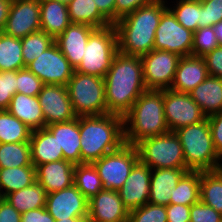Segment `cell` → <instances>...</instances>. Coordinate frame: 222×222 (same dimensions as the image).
Returning a JSON list of instances; mask_svg holds the SVG:
<instances>
[{
	"instance_id": "cell-1",
	"label": "cell",
	"mask_w": 222,
	"mask_h": 222,
	"mask_svg": "<svg viewBox=\"0 0 222 222\" xmlns=\"http://www.w3.org/2000/svg\"><path fill=\"white\" fill-rule=\"evenodd\" d=\"M107 113L124 116L147 90L140 56L118 52L104 76Z\"/></svg>"
},
{
	"instance_id": "cell-2",
	"label": "cell",
	"mask_w": 222,
	"mask_h": 222,
	"mask_svg": "<svg viewBox=\"0 0 222 222\" xmlns=\"http://www.w3.org/2000/svg\"><path fill=\"white\" fill-rule=\"evenodd\" d=\"M167 9V0H156L119 19L114 24L118 52L141 57L152 51L161 15Z\"/></svg>"
},
{
	"instance_id": "cell-3",
	"label": "cell",
	"mask_w": 222,
	"mask_h": 222,
	"mask_svg": "<svg viewBox=\"0 0 222 222\" xmlns=\"http://www.w3.org/2000/svg\"><path fill=\"white\" fill-rule=\"evenodd\" d=\"M79 131L81 164L93 163L125 144L124 119L117 114L80 116Z\"/></svg>"
},
{
	"instance_id": "cell-4",
	"label": "cell",
	"mask_w": 222,
	"mask_h": 222,
	"mask_svg": "<svg viewBox=\"0 0 222 222\" xmlns=\"http://www.w3.org/2000/svg\"><path fill=\"white\" fill-rule=\"evenodd\" d=\"M125 144L169 132L164 114V90L147 89L123 116Z\"/></svg>"
},
{
	"instance_id": "cell-5",
	"label": "cell",
	"mask_w": 222,
	"mask_h": 222,
	"mask_svg": "<svg viewBox=\"0 0 222 222\" xmlns=\"http://www.w3.org/2000/svg\"><path fill=\"white\" fill-rule=\"evenodd\" d=\"M182 145L186 167L190 171L218 170L222 159L212 139L208 119L174 131Z\"/></svg>"
},
{
	"instance_id": "cell-6",
	"label": "cell",
	"mask_w": 222,
	"mask_h": 222,
	"mask_svg": "<svg viewBox=\"0 0 222 222\" xmlns=\"http://www.w3.org/2000/svg\"><path fill=\"white\" fill-rule=\"evenodd\" d=\"M117 53L118 41L114 24L96 28L88 38L82 60L75 71L104 78Z\"/></svg>"
},
{
	"instance_id": "cell-7",
	"label": "cell",
	"mask_w": 222,
	"mask_h": 222,
	"mask_svg": "<svg viewBox=\"0 0 222 222\" xmlns=\"http://www.w3.org/2000/svg\"><path fill=\"white\" fill-rule=\"evenodd\" d=\"M66 86L77 117L107 114L104 78L75 71Z\"/></svg>"
},
{
	"instance_id": "cell-8",
	"label": "cell",
	"mask_w": 222,
	"mask_h": 222,
	"mask_svg": "<svg viewBox=\"0 0 222 222\" xmlns=\"http://www.w3.org/2000/svg\"><path fill=\"white\" fill-rule=\"evenodd\" d=\"M139 161L151 169H188L182 145L175 132L149 137L136 145Z\"/></svg>"
},
{
	"instance_id": "cell-9",
	"label": "cell",
	"mask_w": 222,
	"mask_h": 222,
	"mask_svg": "<svg viewBox=\"0 0 222 222\" xmlns=\"http://www.w3.org/2000/svg\"><path fill=\"white\" fill-rule=\"evenodd\" d=\"M138 161L136 146L124 144L118 150L105 154L92 164L98 171L104 189L118 191Z\"/></svg>"
},
{
	"instance_id": "cell-10",
	"label": "cell",
	"mask_w": 222,
	"mask_h": 222,
	"mask_svg": "<svg viewBox=\"0 0 222 222\" xmlns=\"http://www.w3.org/2000/svg\"><path fill=\"white\" fill-rule=\"evenodd\" d=\"M181 56L153 49L141 56L143 79L147 89H170Z\"/></svg>"
},
{
	"instance_id": "cell-11",
	"label": "cell",
	"mask_w": 222,
	"mask_h": 222,
	"mask_svg": "<svg viewBox=\"0 0 222 222\" xmlns=\"http://www.w3.org/2000/svg\"><path fill=\"white\" fill-rule=\"evenodd\" d=\"M193 32L186 29L167 9L155 32L154 49L165 50L181 57L192 55Z\"/></svg>"
},
{
	"instance_id": "cell-12",
	"label": "cell",
	"mask_w": 222,
	"mask_h": 222,
	"mask_svg": "<svg viewBox=\"0 0 222 222\" xmlns=\"http://www.w3.org/2000/svg\"><path fill=\"white\" fill-rule=\"evenodd\" d=\"M27 68L44 85L55 84L66 86L75 72V68L60 51L56 42L42 52Z\"/></svg>"
},
{
	"instance_id": "cell-13",
	"label": "cell",
	"mask_w": 222,
	"mask_h": 222,
	"mask_svg": "<svg viewBox=\"0 0 222 222\" xmlns=\"http://www.w3.org/2000/svg\"><path fill=\"white\" fill-rule=\"evenodd\" d=\"M164 114L171 132L199 123L207 118L189 93L177 92L172 89H164Z\"/></svg>"
},
{
	"instance_id": "cell-14",
	"label": "cell",
	"mask_w": 222,
	"mask_h": 222,
	"mask_svg": "<svg viewBox=\"0 0 222 222\" xmlns=\"http://www.w3.org/2000/svg\"><path fill=\"white\" fill-rule=\"evenodd\" d=\"M40 30L39 0H12L9 16L2 32L21 39Z\"/></svg>"
},
{
	"instance_id": "cell-15",
	"label": "cell",
	"mask_w": 222,
	"mask_h": 222,
	"mask_svg": "<svg viewBox=\"0 0 222 222\" xmlns=\"http://www.w3.org/2000/svg\"><path fill=\"white\" fill-rule=\"evenodd\" d=\"M88 199L72 186L51 192L46 197V210L57 220L88 218Z\"/></svg>"
},
{
	"instance_id": "cell-16",
	"label": "cell",
	"mask_w": 222,
	"mask_h": 222,
	"mask_svg": "<svg viewBox=\"0 0 222 222\" xmlns=\"http://www.w3.org/2000/svg\"><path fill=\"white\" fill-rule=\"evenodd\" d=\"M37 97L42 107L45 126L53 123L68 122L77 118L73 111L67 86L43 85Z\"/></svg>"
},
{
	"instance_id": "cell-17",
	"label": "cell",
	"mask_w": 222,
	"mask_h": 222,
	"mask_svg": "<svg viewBox=\"0 0 222 222\" xmlns=\"http://www.w3.org/2000/svg\"><path fill=\"white\" fill-rule=\"evenodd\" d=\"M152 169L138 161L118 190L124 206L131 211L148 203Z\"/></svg>"
},
{
	"instance_id": "cell-18",
	"label": "cell",
	"mask_w": 222,
	"mask_h": 222,
	"mask_svg": "<svg viewBox=\"0 0 222 222\" xmlns=\"http://www.w3.org/2000/svg\"><path fill=\"white\" fill-rule=\"evenodd\" d=\"M128 217L118 191L102 189L88 201V219L93 222H128Z\"/></svg>"
},
{
	"instance_id": "cell-19",
	"label": "cell",
	"mask_w": 222,
	"mask_h": 222,
	"mask_svg": "<svg viewBox=\"0 0 222 222\" xmlns=\"http://www.w3.org/2000/svg\"><path fill=\"white\" fill-rule=\"evenodd\" d=\"M95 29L89 25L71 23L55 39L60 51L74 68L80 64L88 38Z\"/></svg>"
},
{
	"instance_id": "cell-20",
	"label": "cell",
	"mask_w": 222,
	"mask_h": 222,
	"mask_svg": "<svg viewBox=\"0 0 222 222\" xmlns=\"http://www.w3.org/2000/svg\"><path fill=\"white\" fill-rule=\"evenodd\" d=\"M208 76V69L203 57L195 55L181 57L170 89L189 93Z\"/></svg>"
},
{
	"instance_id": "cell-21",
	"label": "cell",
	"mask_w": 222,
	"mask_h": 222,
	"mask_svg": "<svg viewBox=\"0 0 222 222\" xmlns=\"http://www.w3.org/2000/svg\"><path fill=\"white\" fill-rule=\"evenodd\" d=\"M74 169L75 165L65 160L40 164L36 167V181L47 194L62 190L74 184Z\"/></svg>"
},
{
	"instance_id": "cell-22",
	"label": "cell",
	"mask_w": 222,
	"mask_h": 222,
	"mask_svg": "<svg viewBox=\"0 0 222 222\" xmlns=\"http://www.w3.org/2000/svg\"><path fill=\"white\" fill-rule=\"evenodd\" d=\"M45 127L57 139L59 147L62 148L64 160L74 165L81 164L79 117L68 122L53 123Z\"/></svg>"
},
{
	"instance_id": "cell-23",
	"label": "cell",
	"mask_w": 222,
	"mask_h": 222,
	"mask_svg": "<svg viewBox=\"0 0 222 222\" xmlns=\"http://www.w3.org/2000/svg\"><path fill=\"white\" fill-rule=\"evenodd\" d=\"M189 169H152L150 180V194L148 202L155 205L170 204L171 188L176 187L181 177Z\"/></svg>"
},
{
	"instance_id": "cell-24",
	"label": "cell",
	"mask_w": 222,
	"mask_h": 222,
	"mask_svg": "<svg viewBox=\"0 0 222 222\" xmlns=\"http://www.w3.org/2000/svg\"><path fill=\"white\" fill-rule=\"evenodd\" d=\"M31 160L37 167L40 164L64 160L62 148L57 139L46 128L33 130L30 137Z\"/></svg>"
},
{
	"instance_id": "cell-25",
	"label": "cell",
	"mask_w": 222,
	"mask_h": 222,
	"mask_svg": "<svg viewBox=\"0 0 222 222\" xmlns=\"http://www.w3.org/2000/svg\"><path fill=\"white\" fill-rule=\"evenodd\" d=\"M7 110L32 131L45 127L42 107L37 96H27L25 94L16 93L12 97Z\"/></svg>"
},
{
	"instance_id": "cell-26",
	"label": "cell",
	"mask_w": 222,
	"mask_h": 222,
	"mask_svg": "<svg viewBox=\"0 0 222 222\" xmlns=\"http://www.w3.org/2000/svg\"><path fill=\"white\" fill-rule=\"evenodd\" d=\"M189 95L207 117L222 111V79L219 77L208 76Z\"/></svg>"
},
{
	"instance_id": "cell-27",
	"label": "cell",
	"mask_w": 222,
	"mask_h": 222,
	"mask_svg": "<svg viewBox=\"0 0 222 222\" xmlns=\"http://www.w3.org/2000/svg\"><path fill=\"white\" fill-rule=\"evenodd\" d=\"M41 30L56 39L71 24L67 5L54 0H39Z\"/></svg>"
},
{
	"instance_id": "cell-28",
	"label": "cell",
	"mask_w": 222,
	"mask_h": 222,
	"mask_svg": "<svg viewBox=\"0 0 222 222\" xmlns=\"http://www.w3.org/2000/svg\"><path fill=\"white\" fill-rule=\"evenodd\" d=\"M36 181L35 166L0 168V195L7 194L31 186Z\"/></svg>"
},
{
	"instance_id": "cell-29",
	"label": "cell",
	"mask_w": 222,
	"mask_h": 222,
	"mask_svg": "<svg viewBox=\"0 0 222 222\" xmlns=\"http://www.w3.org/2000/svg\"><path fill=\"white\" fill-rule=\"evenodd\" d=\"M47 192L45 188L35 181L31 186L7 194V200L21 214L46 206Z\"/></svg>"
},
{
	"instance_id": "cell-30",
	"label": "cell",
	"mask_w": 222,
	"mask_h": 222,
	"mask_svg": "<svg viewBox=\"0 0 222 222\" xmlns=\"http://www.w3.org/2000/svg\"><path fill=\"white\" fill-rule=\"evenodd\" d=\"M67 7L71 23L85 24L95 28L112 25L99 12L93 0H73Z\"/></svg>"
},
{
	"instance_id": "cell-31",
	"label": "cell",
	"mask_w": 222,
	"mask_h": 222,
	"mask_svg": "<svg viewBox=\"0 0 222 222\" xmlns=\"http://www.w3.org/2000/svg\"><path fill=\"white\" fill-rule=\"evenodd\" d=\"M201 171H187L179 180L176 187H172L171 204L191 206L200 201Z\"/></svg>"
},
{
	"instance_id": "cell-32",
	"label": "cell",
	"mask_w": 222,
	"mask_h": 222,
	"mask_svg": "<svg viewBox=\"0 0 222 222\" xmlns=\"http://www.w3.org/2000/svg\"><path fill=\"white\" fill-rule=\"evenodd\" d=\"M167 8L186 29L195 32L202 27V5L198 0L167 1Z\"/></svg>"
},
{
	"instance_id": "cell-33",
	"label": "cell",
	"mask_w": 222,
	"mask_h": 222,
	"mask_svg": "<svg viewBox=\"0 0 222 222\" xmlns=\"http://www.w3.org/2000/svg\"><path fill=\"white\" fill-rule=\"evenodd\" d=\"M200 201L222 214V172L201 171Z\"/></svg>"
},
{
	"instance_id": "cell-34",
	"label": "cell",
	"mask_w": 222,
	"mask_h": 222,
	"mask_svg": "<svg viewBox=\"0 0 222 222\" xmlns=\"http://www.w3.org/2000/svg\"><path fill=\"white\" fill-rule=\"evenodd\" d=\"M25 68L20 38L8 36L0 31V72L18 71Z\"/></svg>"
},
{
	"instance_id": "cell-35",
	"label": "cell",
	"mask_w": 222,
	"mask_h": 222,
	"mask_svg": "<svg viewBox=\"0 0 222 222\" xmlns=\"http://www.w3.org/2000/svg\"><path fill=\"white\" fill-rule=\"evenodd\" d=\"M32 130L8 110H0V143L29 142Z\"/></svg>"
},
{
	"instance_id": "cell-36",
	"label": "cell",
	"mask_w": 222,
	"mask_h": 222,
	"mask_svg": "<svg viewBox=\"0 0 222 222\" xmlns=\"http://www.w3.org/2000/svg\"><path fill=\"white\" fill-rule=\"evenodd\" d=\"M74 185L88 200L104 189L98 171L92 163L75 165Z\"/></svg>"
},
{
	"instance_id": "cell-37",
	"label": "cell",
	"mask_w": 222,
	"mask_h": 222,
	"mask_svg": "<svg viewBox=\"0 0 222 222\" xmlns=\"http://www.w3.org/2000/svg\"><path fill=\"white\" fill-rule=\"evenodd\" d=\"M34 166L29 142L0 143V168Z\"/></svg>"
},
{
	"instance_id": "cell-38",
	"label": "cell",
	"mask_w": 222,
	"mask_h": 222,
	"mask_svg": "<svg viewBox=\"0 0 222 222\" xmlns=\"http://www.w3.org/2000/svg\"><path fill=\"white\" fill-rule=\"evenodd\" d=\"M54 42L55 39L42 30L21 38L22 56L25 67L38 58V56Z\"/></svg>"
},
{
	"instance_id": "cell-39",
	"label": "cell",
	"mask_w": 222,
	"mask_h": 222,
	"mask_svg": "<svg viewBox=\"0 0 222 222\" xmlns=\"http://www.w3.org/2000/svg\"><path fill=\"white\" fill-rule=\"evenodd\" d=\"M218 46L212 26L201 27L193 32L192 55L203 57Z\"/></svg>"
},
{
	"instance_id": "cell-40",
	"label": "cell",
	"mask_w": 222,
	"mask_h": 222,
	"mask_svg": "<svg viewBox=\"0 0 222 222\" xmlns=\"http://www.w3.org/2000/svg\"><path fill=\"white\" fill-rule=\"evenodd\" d=\"M128 222H167L166 206L148 202L129 211Z\"/></svg>"
},
{
	"instance_id": "cell-41",
	"label": "cell",
	"mask_w": 222,
	"mask_h": 222,
	"mask_svg": "<svg viewBox=\"0 0 222 222\" xmlns=\"http://www.w3.org/2000/svg\"><path fill=\"white\" fill-rule=\"evenodd\" d=\"M43 85V82L27 67L17 71V93L25 94L27 96H38Z\"/></svg>"
},
{
	"instance_id": "cell-42",
	"label": "cell",
	"mask_w": 222,
	"mask_h": 222,
	"mask_svg": "<svg viewBox=\"0 0 222 222\" xmlns=\"http://www.w3.org/2000/svg\"><path fill=\"white\" fill-rule=\"evenodd\" d=\"M17 71L0 72V110L9 108L12 97L17 93Z\"/></svg>"
},
{
	"instance_id": "cell-43",
	"label": "cell",
	"mask_w": 222,
	"mask_h": 222,
	"mask_svg": "<svg viewBox=\"0 0 222 222\" xmlns=\"http://www.w3.org/2000/svg\"><path fill=\"white\" fill-rule=\"evenodd\" d=\"M190 222H222V214L199 201L191 205Z\"/></svg>"
},
{
	"instance_id": "cell-44",
	"label": "cell",
	"mask_w": 222,
	"mask_h": 222,
	"mask_svg": "<svg viewBox=\"0 0 222 222\" xmlns=\"http://www.w3.org/2000/svg\"><path fill=\"white\" fill-rule=\"evenodd\" d=\"M202 27L213 26L222 21V0L201 2Z\"/></svg>"
},
{
	"instance_id": "cell-45",
	"label": "cell",
	"mask_w": 222,
	"mask_h": 222,
	"mask_svg": "<svg viewBox=\"0 0 222 222\" xmlns=\"http://www.w3.org/2000/svg\"><path fill=\"white\" fill-rule=\"evenodd\" d=\"M155 1L156 0H115V23L139 7L151 4Z\"/></svg>"
},
{
	"instance_id": "cell-46",
	"label": "cell",
	"mask_w": 222,
	"mask_h": 222,
	"mask_svg": "<svg viewBox=\"0 0 222 222\" xmlns=\"http://www.w3.org/2000/svg\"><path fill=\"white\" fill-rule=\"evenodd\" d=\"M209 76L222 79V45L203 56Z\"/></svg>"
},
{
	"instance_id": "cell-47",
	"label": "cell",
	"mask_w": 222,
	"mask_h": 222,
	"mask_svg": "<svg viewBox=\"0 0 222 222\" xmlns=\"http://www.w3.org/2000/svg\"><path fill=\"white\" fill-rule=\"evenodd\" d=\"M213 144L218 156L222 159V111L207 117Z\"/></svg>"
},
{
	"instance_id": "cell-48",
	"label": "cell",
	"mask_w": 222,
	"mask_h": 222,
	"mask_svg": "<svg viewBox=\"0 0 222 222\" xmlns=\"http://www.w3.org/2000/svg\"><path fill=\"white\" fill-rule=\"evenodd\" d=\"M191 206L169 204L166 206L167 222H190Z\"/></svg>"
},
{
	"instance_id": "cell-49",
	"label": "cell",
	"mask_w": 222,
	"mask_h": 222,
	"mask_svg": "<svg viewBox=\"0 0 222 222\" xmlns=\"http://www.w3.org/2000/svg\"><path fill=\"white\" fill-rule=\"evenodd\" d=\"M21 222H55V219L46 210V207H41L22 213Z\"/></svg>"
},
{
	"instance_id": "cell-50",
	"label": "cell",
	"mask_w": 222,
	"mask_h": 222,
	"mask_svg": "<svg viewBox=\"0 0 222 222\" xmlns=\"http://www.w3.org/2000/svg\"><path fill=\"white\" fill-rule=\"evenodd\" d=\"M0 222H21V213L4 198L0 201Z\"/></svg>"
},
{
	"instance_id": "cell-51",
	"label": "cell",
	"mask_w": 222,
	"mask_h": 222,
	"mask_svg": "<svg viewBox=\"0 0 222 222\" xmlns=\"http://www.w3.org/2000/svg\"><path fill=\"white\" fill-rule=\"evenodd\" d=\"M99 12L111 23L115 24V0H93Z\"/></svg>"
},
{
	"instance_id": "cell-52",
	"label": "cell",
	"mask_w": 222,
	"mask_h": 222,
	"mask_svg": "<svg viewBox=\"0 0 222 222\" xmlns=\"http://www.w3.org/2000/svg\"><path fill=\"white\" fill-rule=\"evenodd\" d=\"M12 0H0V31L3 30L9 16Z\"/></svg>"
},
{
	"instance_id": "cell-53",
	"label": "cell",
	"mask_w": 222,
	"mask_h": 222,
	"mask_svg": "<svg viewBox=\"0 0 222 222\" xmlns=\"http://www.w3.org/2000/svg\"><path fill=\"white\" fill-rule=\"evenodd\" d=\"M214 34L218 39L219 45H222V21L214 24L213 26Z\"/></svg>"
},
{
	"instance_id": "cell-54",
	"label": "cell",
	"mask_w": 222,
	"mask_h": 222,
	"mask_svg": "<svg viewBox=\"0 0 222 222\" xmlns=\"http://www.w3.org/2000/svg\"><path fill=\"white\" fill-rule=\"evenodd\" d=\"M88 218H68L64 220H57L55 222H85Z\"/></svg>"
},
{
	"instance_id": "cell-55",
	"label": "cell",
	"mask_w": 222,
	"mask_h": 222,
	"mask_svg": "<svg viewBox=\"0 0 222 222\" xmlns=\"http://www.w3.org/2000/svg\"><path fill=\"white\" fill-rule=\"evenodd\" d=\"M54 1H57L59 3H63L65 5H68L70 2H72L73 0H54Z\"/></svg>"
},
{
	"instance_id": "cell-56",
	"label": "cell",
	"mask_w": 222,
	"mask_h": 222,
	"mask_svg": "<svg viewBox=\"0 0 222 222\" xmlns=\"http://www.w3.org/2000/svg\"><path fill=\"white\" fill-rule=\"evenodd\" d=\"M219 170L222 172V161L220 163Z\"/></svg>"
},
{
	"instance_id": "cell-57",
	"label": "cell",
	"mask_w": 222,
	"mask_h": 222,
	"mask_svg": "<svg viewBox=\"0 0 222 222\" xmlns=\"http://www.w3.org/2000/svg\"><path fill=\"white\" fill-rule=\"evenodd\" d=\"M199 2H207V1H210V0H198Z\"/></svg>"
},
{
	"instance_id": "cell-58",
	"label": "cell",
	"mask_w": 222,
	"mask_h": 222,
	"mask_svg": "<svg viewBox=\"0 0 222 222\" xmlns=\"http://www.w3.org/2000/svg\"><path fill=\"white\" fill-rule=\"evenodd\" d=\"M85 222H93V221H91L90 219H87Z\"/></svg>"
}]
</instances>
